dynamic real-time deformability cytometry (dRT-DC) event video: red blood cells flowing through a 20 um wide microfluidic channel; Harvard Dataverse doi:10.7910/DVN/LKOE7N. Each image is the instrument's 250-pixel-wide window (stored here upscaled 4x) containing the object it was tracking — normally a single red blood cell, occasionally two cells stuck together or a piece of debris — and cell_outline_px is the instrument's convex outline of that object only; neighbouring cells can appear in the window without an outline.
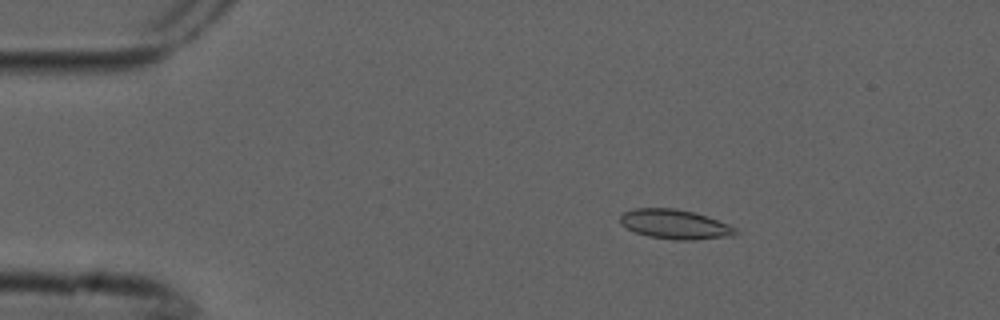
{"species": "common noctule bat (a hibernating species)", "species_latin": "Nyctalus noctula", "temperature_condition": "cold", "stored_images_in_passage": 4, "camera_frame_rate_fps": 3000, "um_per_image_px": 0.085, "animal": {"sex": "male", "forearm_length_mm": 52.5}, "frame": {"image": 1, "passage_image": 2, "time_ms": 0.333, "image_size_px": [1000, 320], "cell_outline_px": [[740, 232], [732, 236], [692, 240], [676, 240], [648, 236], [636, 232], [620, 224], [620, 216], [624, 212], [636, 208], [676, 208], [708, 216], [728, 224], [736, 228]], "centroid_in_image_um": [57.39, 19.06], "position_along_channel_um": 27.6, "area_um2": 19.83}}
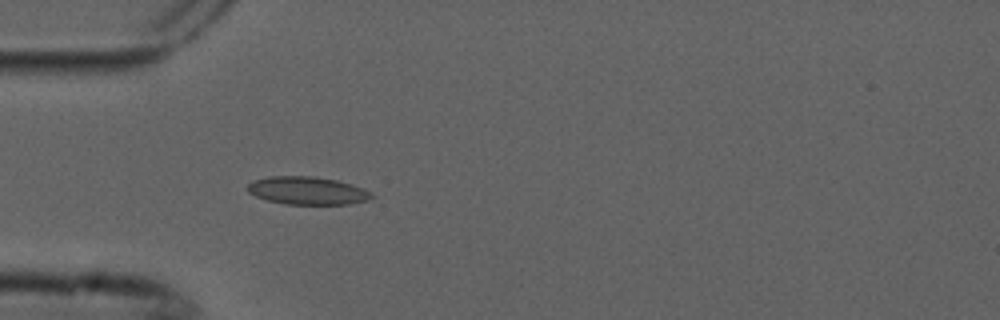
{"frame": {"image": 2, "passage_image": 4, "time_ms": 1.0, "image_size_px": [1000, 320], "cell_outline_px": [[376, 196], [368, 200], [348, 204], [284, 204], [268, 200], [256, 196], [248, 192], [248, 184], [256, 180], [268, 176], [316, 176], [336, 180], [364, 188], [372, 192]], "centroid_in_image_um": [26.17, 16.2], "position_along_channel_um": 58.8, "area_um2": 20.17}}